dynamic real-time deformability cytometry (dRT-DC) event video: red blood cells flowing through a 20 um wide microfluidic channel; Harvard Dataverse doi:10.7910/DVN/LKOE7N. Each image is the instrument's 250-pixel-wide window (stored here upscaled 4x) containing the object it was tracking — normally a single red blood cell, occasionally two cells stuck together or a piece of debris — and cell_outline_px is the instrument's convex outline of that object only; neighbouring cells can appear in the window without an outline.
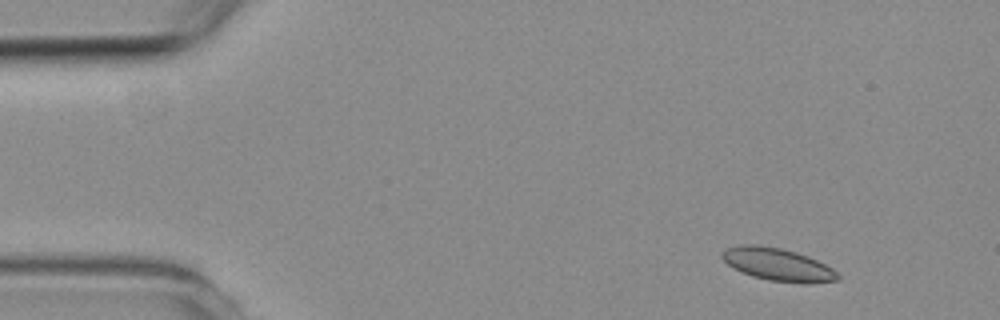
{"species": "common noctule bat (a hibernating species)", "species_latin": "Nyctalus noctula", "temperature_condition": "room temperature", "stored_images_in_passage": 5, "camera_frame_rate_fps": 3000, "um_per_image_px": 0.085, "animal": {"sex": "female", "body_mass_g": 19.3, "forearm_length_mm": 54.1}, "frame": {"image": 1, "passage_image": 1, "time_ms": 0.0, "image_size_px": [1000, 320], "cell_outline_px": [[840, 280], [804, 284], [768, 280], [752, 276], [732, 268], [720, 256], [720, 252], [728, 248], [740, 244], [756, 244], [780, 248], [796, 252], [808, 256], [832, 268], [840, 276]], "centroid_in_image_um": [66.09, 22.48], "position_along_channel_um": 18.9, "area_um2": 22.14}}
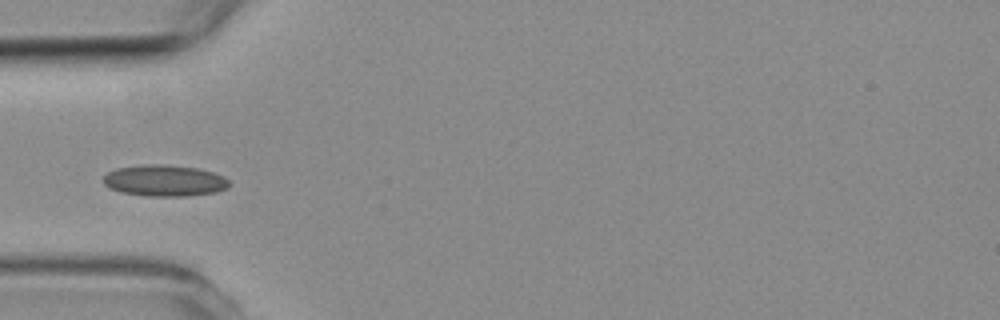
{"frame": {"image": 2, "passage_image": 4, "time_ms": 3.667, "image_size_px": [1000, 320], "cell_outline_px": [[228, 188], [216, 192], [184, 196], [148, 196], [120, 192], [108, 188], [104, 184], [104, 176], [108, 172], [116, 168], [144, 164], [164, 164], [196, 168], [212, 172], [224, 176], [228, 180]], "centroid_in_image_um": [13.96, 15.35], "position_along_channel_um": 71.0, "area_um2": 23.0}}
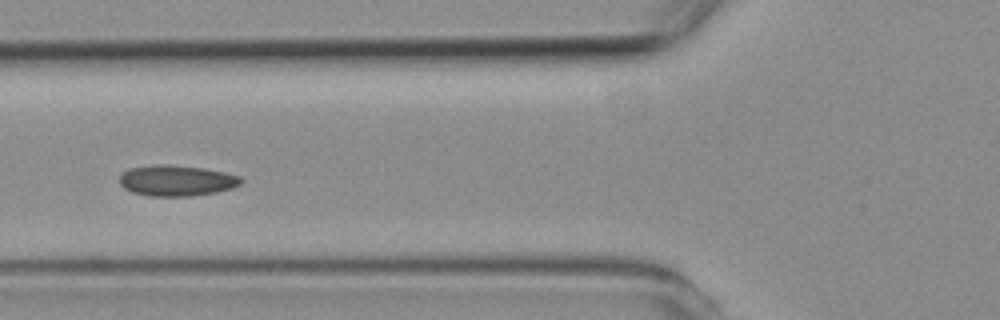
{"frame": {"image": 3, "passage_image": 5, "time_ms": 4.667, "image_size_px": [1000, 320], "cell_outline_px": [[244, 180], [240, 184], [232, 188], [216, 192], [192, 196], [148, 196], [132, 192], [124, 188], [120, 184], [120, 176], [128, 168], [152, 164], [168, 164], [204, 168], [224, 172], [240, 176]], "centroid_in_image_um": [15.0, 15.34], "position_along_channel_um": 110.8, "area_um2": 22.02}}